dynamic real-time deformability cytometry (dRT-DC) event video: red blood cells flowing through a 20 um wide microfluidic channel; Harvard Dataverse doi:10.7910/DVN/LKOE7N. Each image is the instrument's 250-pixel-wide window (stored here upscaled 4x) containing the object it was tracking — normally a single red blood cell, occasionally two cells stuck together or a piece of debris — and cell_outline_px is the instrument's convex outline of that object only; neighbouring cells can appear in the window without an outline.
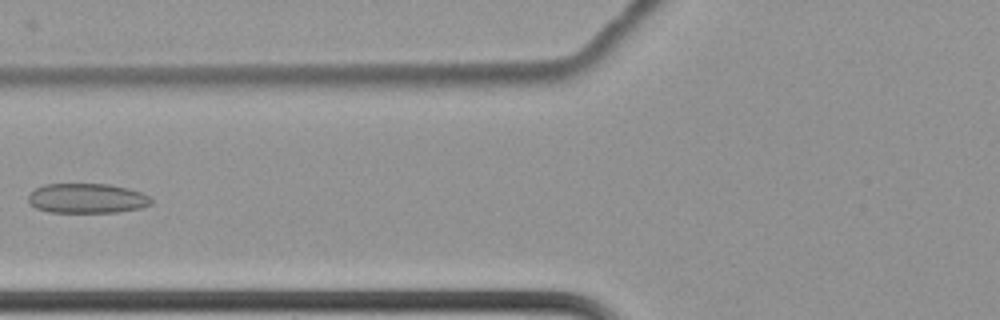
{"species": "common noctule bat (a hibernating species)", "species_latin": "Nyctalus noctula", "temperature_condition": "cold", "stored_images_in_passage": 7, "camera_frame_rate_fps": 3000, "um_per_image_px": 0.085, "animal": {"sex": "female", "body_mass_g": 22.7, "forearm_length_mm": 54.2}, "frame": {"image": 1, "passage_image": 7, "time_ms": 2.0, "image_size_px": [1000, 320], "cell_outline_px": [[152, 204], [140, 208], [116, 212], [48, 212], [36, 208], [28, 204], [28, 196], [36, 188], [44, 184], [108, 184], [128, 188], [152, 196]], "centroid_in_image_um": [7.4, 16.86], "position_along_channel_um": 118.4, "area_um2": 21.44}}